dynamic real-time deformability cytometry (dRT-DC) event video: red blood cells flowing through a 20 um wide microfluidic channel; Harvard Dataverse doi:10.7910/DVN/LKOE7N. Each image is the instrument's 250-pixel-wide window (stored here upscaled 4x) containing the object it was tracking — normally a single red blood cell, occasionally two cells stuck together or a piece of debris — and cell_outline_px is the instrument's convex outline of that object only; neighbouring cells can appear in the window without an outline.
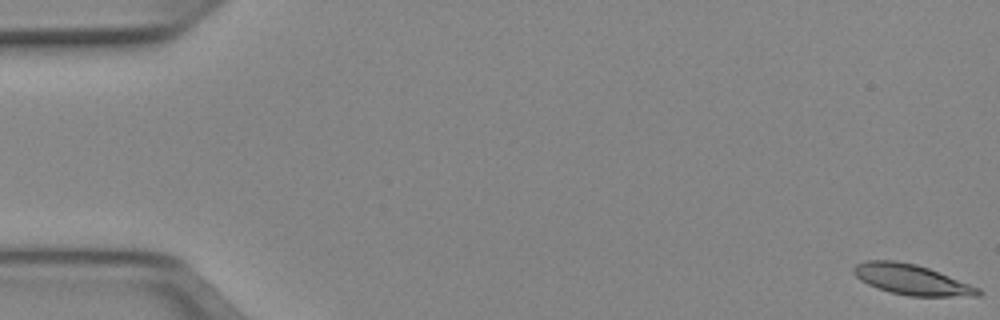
{"species": "Egyptian fruit bat (a non-hibernating species)", "species_latin": "Rousettus aegyptiacus", "temperature_condition": "cold", "stored_images_in_passage": 11, "camera_frame_rate_fps": 3000, "um_per_image_px": 0.085, "animal": {"sex": "female"}, "frame": {"image": 1, "passage_image": 1, "time_ms": 0.0, "image_size_px": [1000, 320], "cell_outline_px": [[984, 292], [980, 296], [908, 296], [876, 288], [860, 280], [852, 272], [852, 268], [856, 264], [864, 260], [896, 260], [916, 264], [928, 268], [980, 288]], "centroid_in_image_um": [77.47, 23.76], "position_along_channel_um": 7.5, "area_um2": 22.08}}